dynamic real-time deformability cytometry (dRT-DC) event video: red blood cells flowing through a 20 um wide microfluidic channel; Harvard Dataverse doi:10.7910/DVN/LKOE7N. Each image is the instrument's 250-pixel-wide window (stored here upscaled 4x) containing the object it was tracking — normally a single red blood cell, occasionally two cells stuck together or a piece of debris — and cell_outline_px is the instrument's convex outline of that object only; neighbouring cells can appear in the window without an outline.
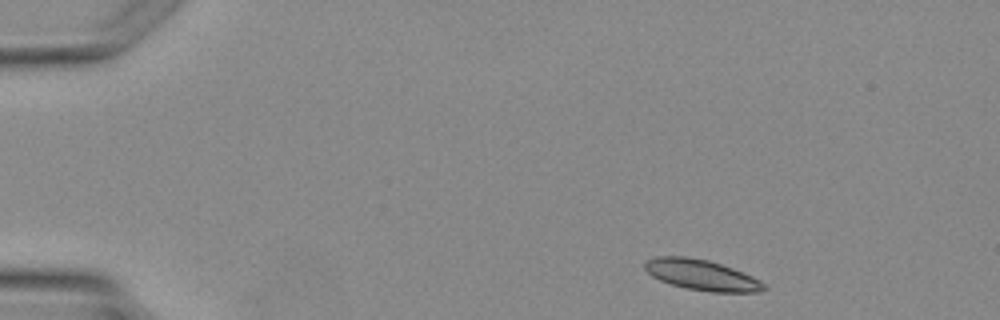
{"species": "Egyptian fruit bat (a non-hibernating species)", "species_latin": "Rousettus aegyptiacus", "temperature_condition": "warm", "stored_images_in_passage": 3, "camera_frame_rate_fps": 3000, "um_per_image_px": 0.085, "animal": {"sex": "female"}, "frame": {"image": 1, "passage_image": 1, "time_ms": 0.0, "image_size_px": [1000, 320], "cell_outline_px": [[764, 288], [760, 292], [712, 292], [688, 288], [672, 284], [660, 280], [652, 276], [644, 268], [644, 260], [652, 256], [688, 256], [708, 260], [732, 268], [752, 276], [760, 280], [764, 284]], "centroid_in_image_um": [59.59, 23.35], "position_along_channel_um": 25.4, "area_um2": 21.15}}
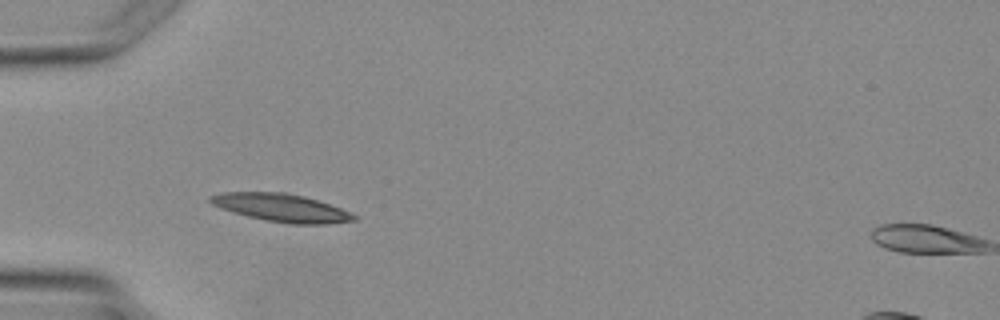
{"frame": {"image": 2, "passage_image": 3, "time_ms": 2.333, "image_size_px": [1000, 320], "cell_outline_px": [[356, 220], [324, 224], [288, 224], [264, 220], [232, 212], [220, 208], [212, 204], [208, 200], [208, 196], [220, 192], [284, 192], [304, 196], [340, 208], [356, 216]], "centroid_in_image_um": [23.84, 17.65], "position_along_channel_um": 61.2, "area_um2": 23.29}}